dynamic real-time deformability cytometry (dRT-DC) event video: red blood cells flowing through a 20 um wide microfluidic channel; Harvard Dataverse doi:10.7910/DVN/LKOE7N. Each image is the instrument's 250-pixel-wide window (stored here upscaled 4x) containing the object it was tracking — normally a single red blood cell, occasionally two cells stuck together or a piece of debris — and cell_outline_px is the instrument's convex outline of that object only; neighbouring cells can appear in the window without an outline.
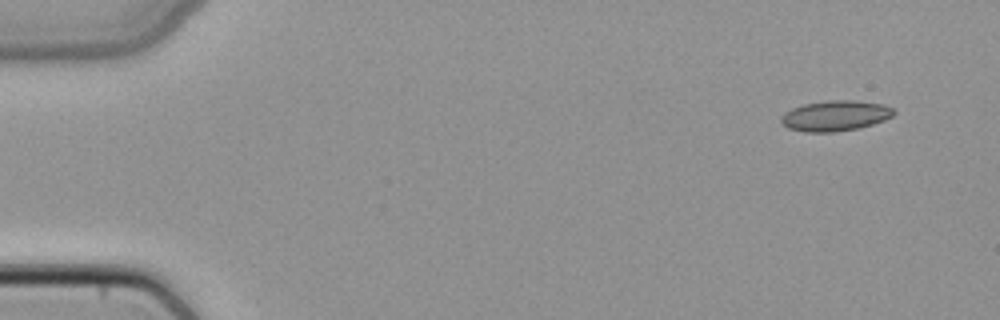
{"species": "common noctule bat (a hibernating species)", "species_latin": "Nyctalus noctula", "temperature_condition": "cold", "stored_images_in_passage": 3, "camera_frame_rate_fps": 3000, "um_per_image_px": 0.085, "animal": {"sex": "female", "body_mass_g": 22.7, "forearm_length_mm": 54.2}, "frame": {"image": 1, "passage_image": 1, "time_ms": 0.0, "image_size_px": [1000, 320], "cell_outline_px": [[896, 112], [892, 116], [884, 120], [872, 124], [856, 128], [836, 132], [804, 132], [788, 128], [780, 120], [780, 116], [784, 112], [792, 108], [804, 104], [828, 100], [852, 100], [884, 104], [892, 108]], "centroid_in_image_um": [70.98, 9.83], "position_along_channel_um": 14.0, "area_um2": 20.0}}
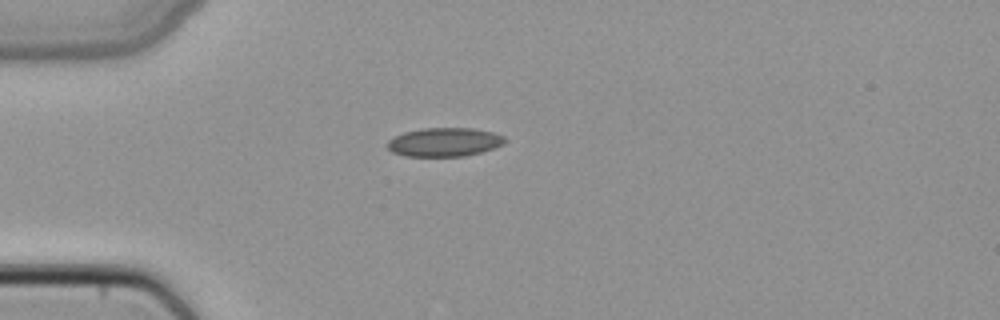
{"frame": {"image": 2, "passage_image": 3, "time_ms": 0.667, "image_size_px": [1000, 320], "cell_outline_px": [[508, 140], [504, 144], [496, 148], [464, 156], [404, 156], [392, 152], [388, 148], [388, 140], [404, 132], [420, 128], [472, 128], [492, 132], [504, 136]], "centroid_in_image_um": [37.8, 12.08], "position_along_channel_um": 47.2, "area_um2": 19.77}}